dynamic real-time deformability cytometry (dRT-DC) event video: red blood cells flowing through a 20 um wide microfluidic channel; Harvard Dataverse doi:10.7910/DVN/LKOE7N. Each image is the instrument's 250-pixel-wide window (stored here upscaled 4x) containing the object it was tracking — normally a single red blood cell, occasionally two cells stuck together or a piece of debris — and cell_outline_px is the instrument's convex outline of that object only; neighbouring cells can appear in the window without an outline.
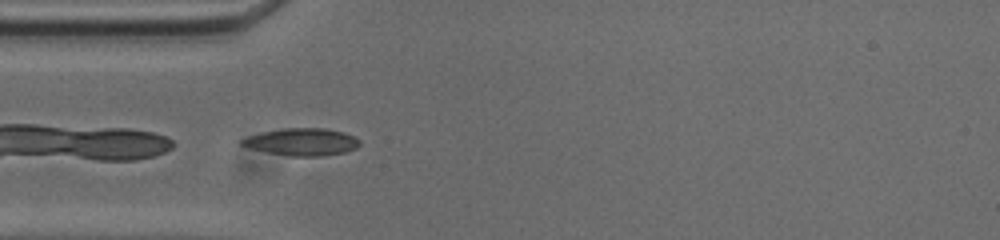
{"species": "common noctule bat (a hibernating species)", "species_latin": "Nyctalus noctula", "temperature_condition": "cold", "stored_images_in_passage": 37, "camera_frame_rate_fps": 3000, "um_per_image_px": 0.085, "animal": {"sex": "male", "body_mass_g": 20.0, "forearm_length_mm": 53.3}, "frame": {"image": 1, "passage_image": 1, "time_ms": 0.0, "image_size_px": [1000, 240], "cell_outline_px": [[360, 144], [356, 148], [344, 152], [320, 156], [292, 156], [268, 152], [252, 148], [240, 144], [240, 140], [248, 136], [260, 132], [284, 128], [324, 128], [344, 132], [360, 140]], "centroid_in_image_um": [25.66, 12.05], "position_along_channel_um": 59.3, "area_um2": 18.55}}
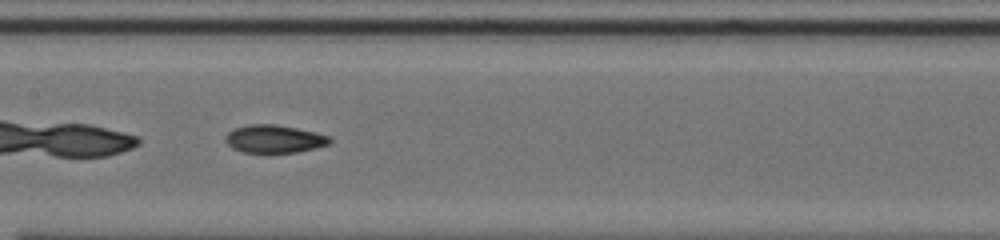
{"frame": {"image": 2, "passage_image": 11, "time_ms": 3.333, "image_size_px": [1000, 240], "cell_outline_px": [[332, 140], [328, 144], [316, 148], [296, 152], [244, 152], [232, 148], [224, 140], [228, 132], [236, 128], [248, 124], [276, 124], [316, 132], [328, 136]], "centroid_in_image_um": [23.31, 11.8], "position_along_channel_um": 184.1, "area_um2": 16.82}}
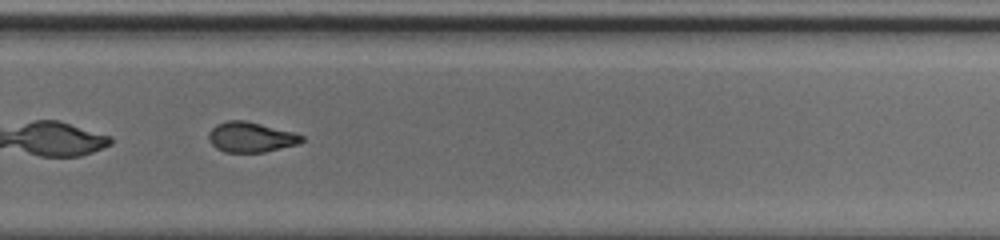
{"frame": {"image": 3, "passage_image": 21, "time_ms": 6.667, "image_size_px": [1000, 240], "cell_outline_px": [[304, 140], [300, 144], [264, 152], [224, 152], [216, 148], [208, 140], [208, 132], [216, 124], [228, 120], [244, 120], [296, 132], [304, 136]], "centroid_in_image_um": [21.34, 11.65], "position_along_channel_um": 308.5, "area_um2": 16.59}, "authors_computed_cell_mechanics": {"area_um2": 16.8198, "velocity_mm_per_s": 3.7408, "shape_relaxation_time_tau1_ms": null, "shape_relaxation_time_tau2_ms": 2.9165, "deformation_change_tau1": null, "deformation_change_tau2": 0.093}}